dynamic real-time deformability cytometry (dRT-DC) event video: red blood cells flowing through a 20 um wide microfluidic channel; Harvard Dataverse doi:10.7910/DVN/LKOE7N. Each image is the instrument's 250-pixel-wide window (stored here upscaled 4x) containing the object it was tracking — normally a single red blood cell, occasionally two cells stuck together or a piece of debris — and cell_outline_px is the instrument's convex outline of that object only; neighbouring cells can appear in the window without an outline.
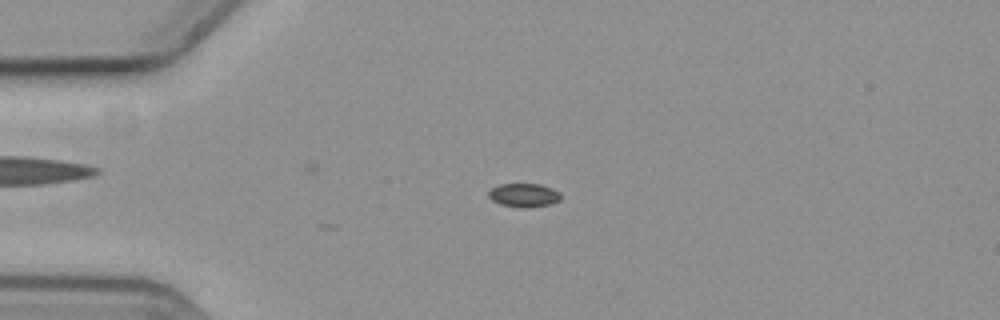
{"species": "common noctule bat (a hibernating species)", "species_latin": "Nyctalus noctula", "temperature_condition": "cold", "stored_images_in_passage": 45, "camera_frame_rate_fps": 3000, "um_per_image_px": 0.085, "animal": {"sex": "female", "body_mass_g": 19.3, "forearm_length_mm": 54.1}, "frame": {"image": 1, "passage_image": 15, "time_ms": 4.667, "image_size_px": [1000, 320], "cell_outline_px": [[560, 200], [552, 204], [528, 208], [520, 208], [500, 204], [492, 200], [488, 196], [488, 192], [492, 188], [500, 184], [540, 184], [552, 188], [560, 192]], "centroid_in_image_um": [44.54, 16.6], "position_along_channel_um": 40.5, "area_um2": 10.06}}
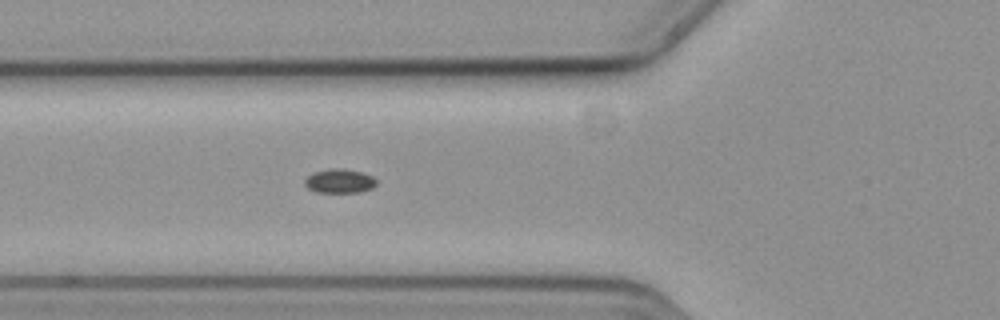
{"frame": {"image": 2, "passage_image": 22, "time_ms": 7.0, "image_size_px": [1000, 320], "cell_outline_px": [[376, 184], [372, 188], [360, 192], [316, 192], [308, 188], [304, 184], [304, 180], [308, 176], [316, 172], [328, 168], [344, 168], [360, 172], [372, 176], [376, 180]], "centroid_in_image_um": [28.85, 15.38], "position_along_channel_um": 96.9, "area_um2": 10.0}}
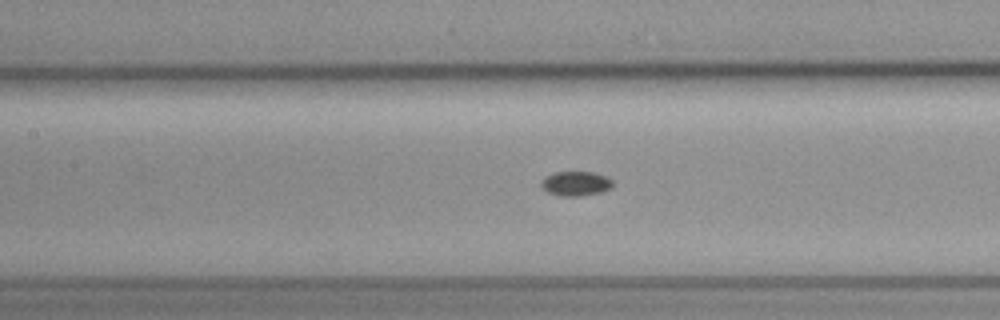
{"frame": {"image": 3, "passage_image": 27, "time_ms": 8.667, "image_size_px": [1000, 320], "cell_outline_px": [[612, 188], [604, 192], [580, 196], [560, 196], [548, 192], [540, 184], [544, 176], [556, 172], [596, 172], [608, 176], [612, 180]], "centroid_in_image_um": [48.99, 15.6], "position_along_channel_um": 158.4, "area_um2": 10.4}}